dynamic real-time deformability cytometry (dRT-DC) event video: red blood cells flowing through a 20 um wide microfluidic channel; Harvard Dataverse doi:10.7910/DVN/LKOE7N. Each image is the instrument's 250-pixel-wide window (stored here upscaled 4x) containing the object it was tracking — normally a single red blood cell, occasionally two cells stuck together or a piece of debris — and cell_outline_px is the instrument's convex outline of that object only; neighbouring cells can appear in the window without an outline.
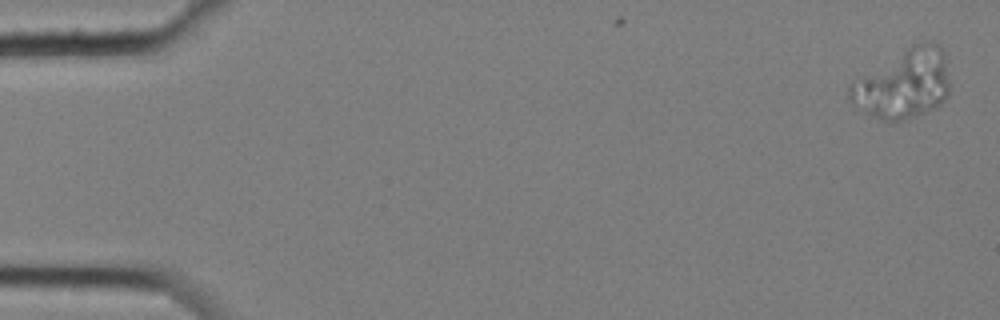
{"species": "common noctule bat (a hibernating species)", "species_latin": "Nyctalus noctula", "temperature_condition": "cold", "stored_images_in_passage": 4, "camera_frame_rate_fps": 3000, "um_per_image_px": 0.085, "animal": {"sex": "female", "body_mass_g": 25.1}, "frame": {"image": 1, "passage_image": 1, "time_ms": 0.0, "image_size_px": [1000, 320], "cell_outline_px": [[948, 96], [940, 104], [924, 112], [892, 124], [880, 120], [872, 116], [852, 100], [848, 96], [848, 88], [852, 84], [908, 48], [916, 44], [932, 40], [940, 44], [944, 52], [948, 80]], "centroid_in_image_um": [76.86, 7.17], "position_along_channel_um": 8.1, "area_um2": 38.96}}